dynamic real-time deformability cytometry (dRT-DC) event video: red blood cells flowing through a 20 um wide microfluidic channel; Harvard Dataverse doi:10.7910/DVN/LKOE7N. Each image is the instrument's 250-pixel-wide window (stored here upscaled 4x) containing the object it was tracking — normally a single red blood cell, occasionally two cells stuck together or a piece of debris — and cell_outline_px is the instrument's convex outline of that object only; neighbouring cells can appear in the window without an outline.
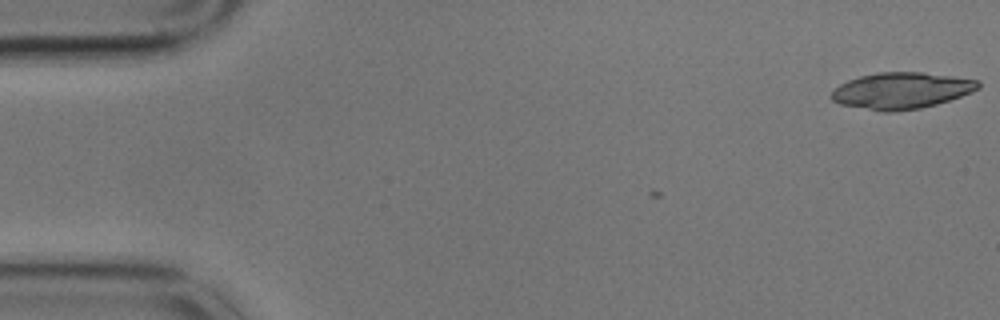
{"species": "common noctule bat (a hibernating species)", "species_latin": "Nyctalus noctula", "temperature_condition": "cold", "stored_images_in_passage": 2, "camera_frame_rate_fps": 3000, "um_per_image_px": 0.085, "animal": {"sex": "male", "body_mass_g": 17.9}, "frame": {"image": 1, "passage_image": 2, "time_ms": 0.333, "image_size_px": [1000, 320], "cell_outline_px": [[980, 88], [972, 92], [936, 104], [920, 108], [896, 112], [884, 112], [840, 104], [832, 100], [832, 92], [840, 84], [848, 80], [860, 76], [876, 72], [924, 72], [980, 80]], "centroid_in_image_um": [76.64, 7.7], "position_along_channel_um": 8.4, "area_um2": 31.1}}